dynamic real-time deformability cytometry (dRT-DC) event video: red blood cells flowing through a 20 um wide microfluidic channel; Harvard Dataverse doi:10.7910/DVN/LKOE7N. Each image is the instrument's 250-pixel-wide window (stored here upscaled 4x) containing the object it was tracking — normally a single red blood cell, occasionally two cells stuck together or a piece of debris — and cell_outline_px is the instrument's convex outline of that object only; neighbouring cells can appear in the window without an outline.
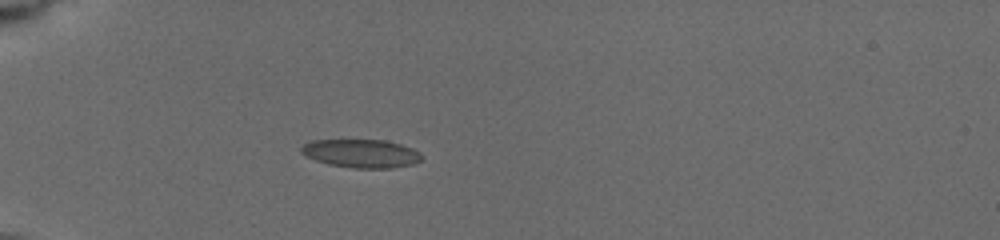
{"species": "common noctule bat (a hibernating species)", "species_latin": "Nyctalus noctula", "temperature_condition": "cold", "stored_images_in_passage": 10, "camera_frame_rate_fps": 3000, "um_per_image_px": 0.085, "animal": {"sex": "female", "body_mass_g": 19.5, "forearm_length_mm": 54.1}, "frame": {"image": 1, "passage_image": 7, "time_ms": 5.333, "image_size_px": [1000, 240], "cell_outline_px": [[420, 160], [412, 164], [388, 168], [352, 168], [328, 164], [316, 160], [300, 152], [300, 148], [304, 144], [312, 140], [384, 140], [400, 144], [412, 148], [420, 156]], "centroid_in_image_um": [30.65, 13.04], "position_along_channel_um": 54.3, "area_um2": 19.59}}
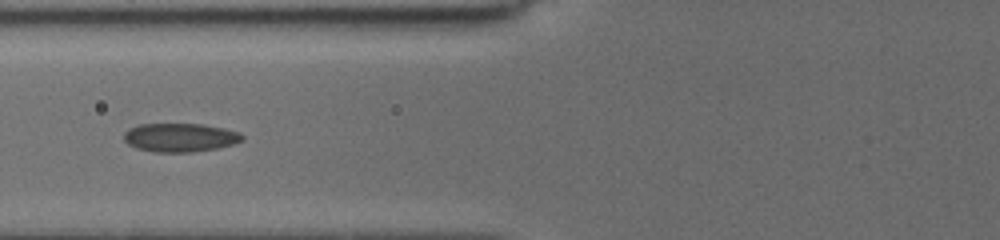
{"frame": {"image": 2, "passage_image": 9, "time_ms": 7.333, "image_size_px": [1000, 240], "cell_outline_px": [[244, 140], [232, 144], [216, 148], [192, 152], [152, 152], [136, 148], [128, 144], [124, 140], [124, 132], [128, 128], [140, 124], [204, 124], [224, 128], [240, 132], [244, 136]], "centroid_in_image_um": [15.3, 11.68], "position_along_channel_um": 110.5, "area_um2": 19.88}}